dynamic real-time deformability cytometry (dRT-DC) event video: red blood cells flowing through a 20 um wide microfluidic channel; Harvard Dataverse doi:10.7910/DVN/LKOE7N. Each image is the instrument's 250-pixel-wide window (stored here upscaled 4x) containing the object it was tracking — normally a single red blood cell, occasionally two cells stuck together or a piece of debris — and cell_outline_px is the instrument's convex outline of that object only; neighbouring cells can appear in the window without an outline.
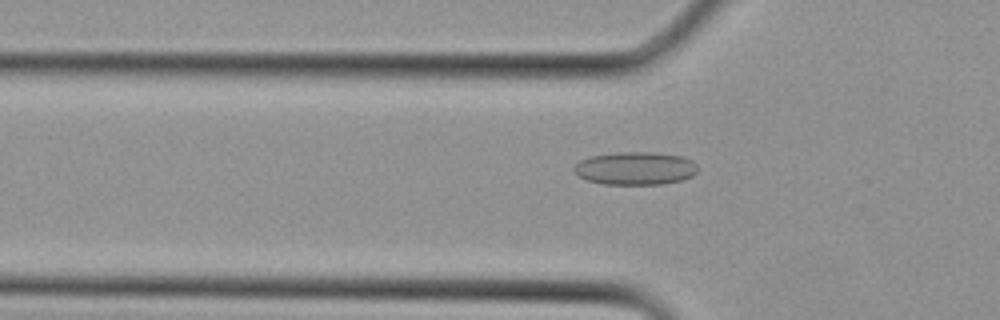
{"species": "Egyptian fruit bat (a non-hibernating species)", "species_latin": "Rousettus aegyptiacus", "temperature_condition": "cold", "stored_images_in_passage": 5, "camera_frame_rate_fps": 3000, "um_per_image_px": 0.085, "animal": {"sex": "female"}, "frame": {"image": 1, "passage_image": 5, "time_ms": 1.333, "image_size_px": [1000, 320], "cell_outline_px": [[696, 172], [692, 176], [680, 180], [660, 184], [604, 184], [588, 180], [580, 176], [572, 168], [580, 160], [592, 156], [616, 152], [652, 152], [684, 156], [692, 160], [696, 164]], "centroid_in_image_um": [54.01, 14.3], "position_along_channel_um": 71.8, "area_um2": 23.64}}